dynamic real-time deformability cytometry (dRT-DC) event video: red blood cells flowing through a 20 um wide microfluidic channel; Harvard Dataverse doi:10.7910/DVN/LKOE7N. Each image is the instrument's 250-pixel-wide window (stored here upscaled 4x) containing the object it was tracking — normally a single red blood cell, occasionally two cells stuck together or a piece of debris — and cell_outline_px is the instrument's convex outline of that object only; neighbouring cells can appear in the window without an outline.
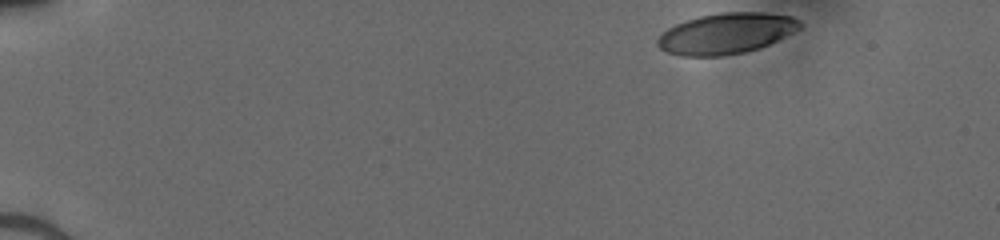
{"species": "human", "species_latin": "Homo sapiens", "temperature_condition": "cold", "stored_images_in_passage": 40, "camera_frame_rate_fps": 3000, "um_per_image_px": 0.085, "donor": {"sex": "male"}, "frame": {"image": 1, "passage_image": 1, "time_ms": 0.0, "image_size_px": [1000, 240], "cell_outline_px": [[804, 24], [800, 28], [760, 48], [744, 52], [720, 56], [680, 56], [668, 52], [660, 48], [656, 44], [656, 40], [668, 28], [676, 24], [700, 16], [724, 12], [764, 12], [792, 16], [800, 20]], "centroid_in_image_um": [61.74, 2.84], "position_along_channel_um": 23.3, "area_um2": 33.64}}
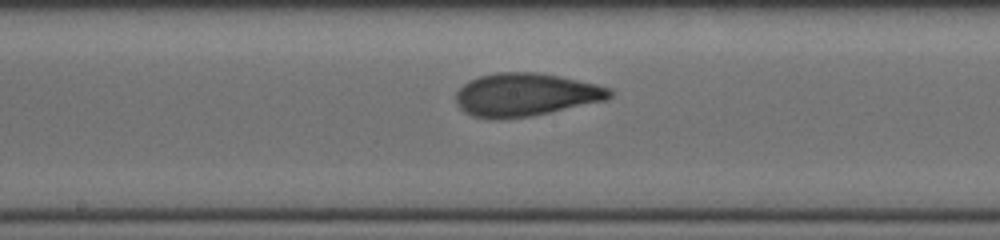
{"frame": {"image": 2, "passage_image": 23, "time_ms": 7.333, "image_size_px": [1000, 240], "cell_outline_px": [[616, 92], [612, 96], [604, 100], [532, 116], [496, 120], [472, 116], [464, 112], [456, 104], [456, 92], [468, 80], [480, 76], [496, 72], [536, 72], [560, 76], [596, 84], [612, 88]], "centroid_in_image_um": [44.66, 8.05], "position_along_channel_um": 203.5, "area_um2": 38.78}}
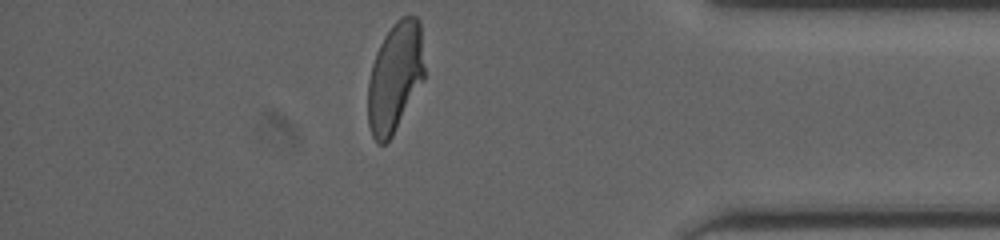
{"frame": {"image": 3, "passage_image": 39, "time_ms": 12.667, "image_size_px": [1000, 240], "cell_outline_px": [[424, 80], [392, 136], [384, 144], [376, 144], [372, 136], [368, 124], [368, 80], [372, 64], [376, 52], [384, 36], [392, 24], [400, 16], [416, 16], [420, 20], [424, 68]], "centroid_in_image_um": [33.57, 6.55], "position_along_channel_um": 401.6, "area_um2": 36.36}}